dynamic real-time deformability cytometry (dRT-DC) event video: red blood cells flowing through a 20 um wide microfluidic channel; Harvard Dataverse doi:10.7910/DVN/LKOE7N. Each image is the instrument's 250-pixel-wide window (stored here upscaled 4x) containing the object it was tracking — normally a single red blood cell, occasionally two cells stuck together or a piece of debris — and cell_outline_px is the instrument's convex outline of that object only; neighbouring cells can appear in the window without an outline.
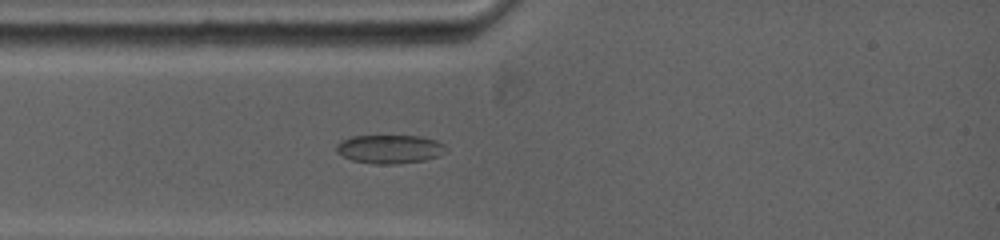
{"species": "common noctule bat (a hibernating species)", "species_latin": "Nyctalus noctula", "temperature_condition": "warm", "stored_images_in_passage": 49, "camera_frame_rate_fps": 5000, "um_per_image_px": 0.085, "animal": {"sex": "female", "body_mass_g": 19.0, "forearm_length_mm": 53.3}, "frame": {"image": 1, "passage_image": 8, "time_ms": 2.4, "image_size_px": [1000, 240], "cell_outline_px": [[444, 144], [440, 152], [436, 156], [424, 160], [396, 164], [376, 164], [352, 160], [336, 152], [336, 144], [340, 140], [352, 136], [420, 136], [436, 140]], "centroid_in_image_um": [33.03, 12.66], "position_along_channel_um": 52.0, "area_um2": 17.98}}
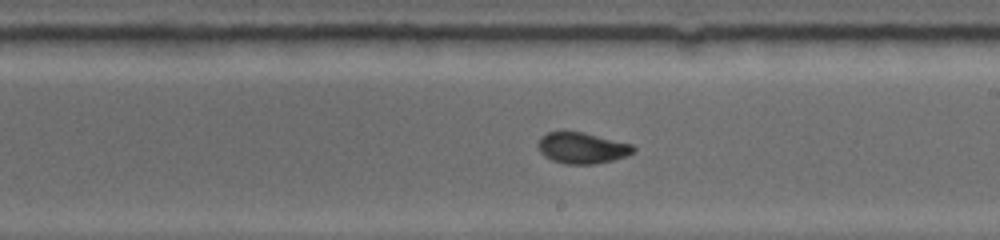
{"frame": {"image": 2, "passage_image": 23, "time_ms": 7.2, "image_size_px": [1000, 240], "cell_outline_px": [[636, 148], [632, 152], [624, 156], [612, 160], [592, 164], [564, 164], [552, 160], [544, 156], [540, 152], [536, 144], [540, 136], [548, 132], [584, 132], [632, 144]], "centroid_in_image_um": [49.42, 12.57], "position_along_channel_um": 239.6, "area_um2": 17.22}}
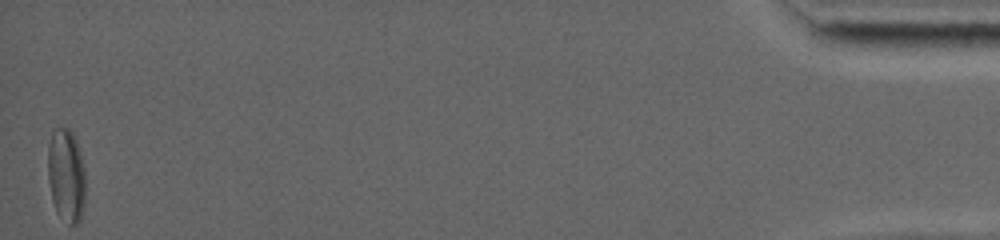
{"frame": {"image": 3, "passage_image": 49, "time_ms": 16.0, "image_size_px": [1000, 240], "cell_outline_px": [[84, 204], [80, 220], [76, 224], [68, 224], [56, 212], [52, 200], [48, 180], [48, 148], [52, 132], [56, 128], [68, 128], [72, 132], [76, 140], [84, 168]], "centroid_in_image_um": [5.61, 14.92], "position_along_channel_um": 429.6, "area_um2": 20.35}, "authors_computed_cell_mechanics": {"area_um2": 17.8602, "velocity_mm_per_s": 3.9054, "shape_relaxation_time_tau1_ms": 10.3786, "shape_relaxation_time_tau2_ms": 1.3535, "deformation_change_tau1": 0.2029, "deformation_change_tau2": 0.0454}}